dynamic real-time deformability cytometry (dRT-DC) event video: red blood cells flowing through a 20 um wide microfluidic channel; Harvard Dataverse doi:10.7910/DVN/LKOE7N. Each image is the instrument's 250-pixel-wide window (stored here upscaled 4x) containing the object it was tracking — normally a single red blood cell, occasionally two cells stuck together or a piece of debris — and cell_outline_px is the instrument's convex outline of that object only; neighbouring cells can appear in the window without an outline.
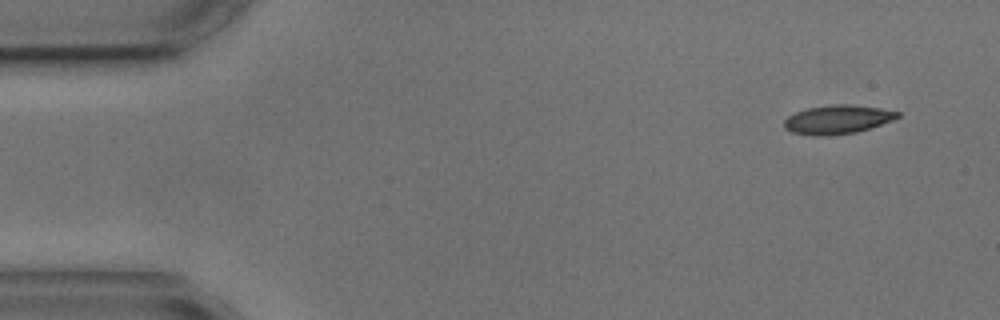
{"species": "common noctule bat (a hibernating species)", "species_latin": "Nyctalus noctula", "temperature_condition": "cold", "stored_images_in_passage": 4, "camera_frame_rate_fps": 3000, "um_per_image_px": 0.085, "animal": {"sex": "male", "body_mass_g": 17.9, "forearm_length_mm": 54.2}, "frame": {"image": 1, "passage_image": 1, "time_ms": 0.0, "image_size_px": [1000, 320], "cell_outline_px": [[900, 116], [892, 120], [856, 132], [828, 136], [812, 136], [792, 132], [784, 128], [784, 120], [788, 116], [796, 112], [808, 108], [832, 104], [844, 104], [880, 108], [900, 112]], "centroid_in_image_um": [71.15, 10.16], "position_along_channel_um": 13.9, "area_um2": 18.9}}
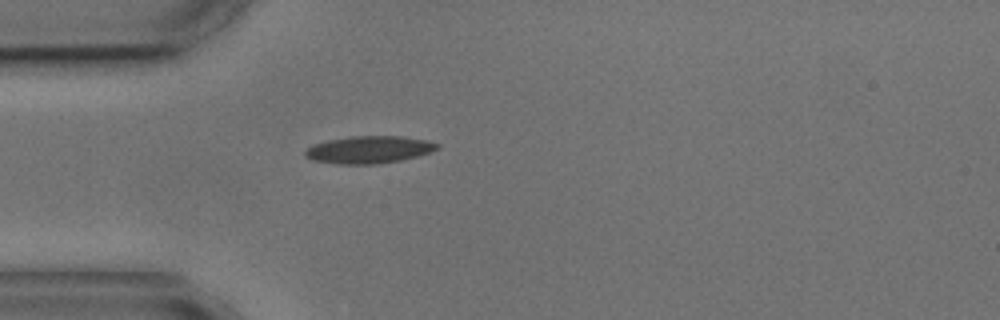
{"frame": {"image": 2, "passage_image": 4, "time_ms": 3.667, "image_size_px": [1000, 320], "cell_outline_px": [[440, 148], [432, 152], [400, 160], [376, 164], [336, 164], [312, 160], [304, 156], [304, 152], [312, 144], [328, 140], [352, 136], [400, 136], [424, 140], [440, 144]], "centroid_in_image_um": [31.34, 12.72], "position_along_channel_um": 53.7, "area_um2": 21.04}}